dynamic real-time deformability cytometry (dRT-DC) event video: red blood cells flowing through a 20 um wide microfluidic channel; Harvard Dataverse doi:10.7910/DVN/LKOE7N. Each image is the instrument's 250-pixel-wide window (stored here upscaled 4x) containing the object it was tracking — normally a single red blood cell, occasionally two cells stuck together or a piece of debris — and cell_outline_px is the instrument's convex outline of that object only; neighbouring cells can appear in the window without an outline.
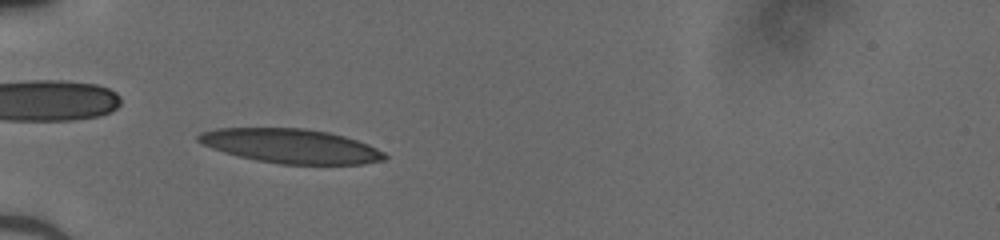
{"species": "human", "species_latin": "Homo sapiens", "temperature_condition": "cold", "stored_images_in_passage": 36, "camera_frame_rate_fps": 3000, "um_per_image_px": 0.085, "donor": {"sex": "male"}, "frame": {"image": 1, "passage_image": 3, "time_ms": 0.667, "image_size_px": [1000, 240], "cell_outline_px": [[388, 156], [384, 160], [364, 164], [280, 164], [256, 160], [224, 152], [212, 148], [196, 140], [196, 136], [200, 132], [216, 128], [304, 128], [328, 132], [344, 136], [368, 144], [384, 152]], "centroid_in_image_um": [24.72, 12.41], "position_along_channel_um": 60.3, "area_um2": 37.17}}
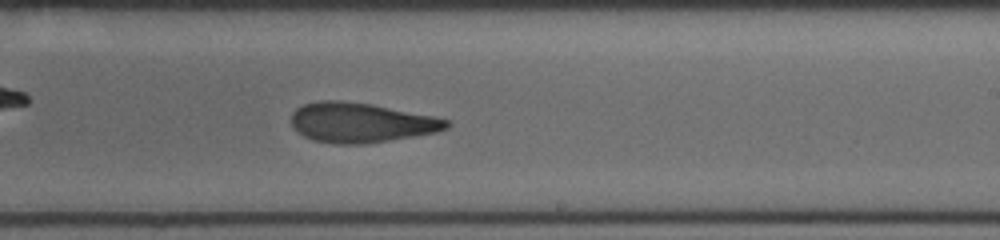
{"frame": {"image": 2, "passage_image": 18, "time_ms": 5.667, "image_size_px": [1000, 240], "cell_outline_px": [[452, 124], [448, 128], [436, 132], [416, 136], [368, 144], [336, 144], [312, 140], [304, 136], [292, 124], [292, 112], [296, 108], [304, 104], [320, 100], [340, 100], [372, 104], [436, 116], [448, 120]], "centroid_in_image_um": [30.72, 10.42], "position_along_channel_um": 258.3, "area_um2": 36.24}}
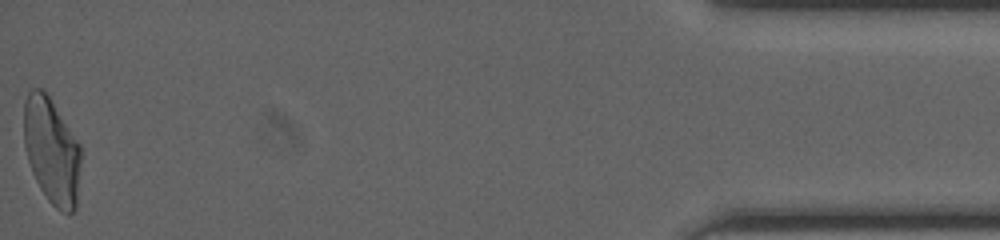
{"frame": {"image": 3, "passage_image": 36, "time_ms": 11.667, "image_size_px": [1000, 240], "cell_outline_px": [[80, 160], [76, 208], [68, 216], [60, 212], [48, 200], [40, 188], [32, 172], [28, 160], [24, 144], [24, 100], [28, 92], [32, 88], [40, 88], [48, 96], [80, 144]], "centroid_in_image_um": [4.38, 12.86], "position_along_channel_um": 430.8, "area_um2": 35.08}}